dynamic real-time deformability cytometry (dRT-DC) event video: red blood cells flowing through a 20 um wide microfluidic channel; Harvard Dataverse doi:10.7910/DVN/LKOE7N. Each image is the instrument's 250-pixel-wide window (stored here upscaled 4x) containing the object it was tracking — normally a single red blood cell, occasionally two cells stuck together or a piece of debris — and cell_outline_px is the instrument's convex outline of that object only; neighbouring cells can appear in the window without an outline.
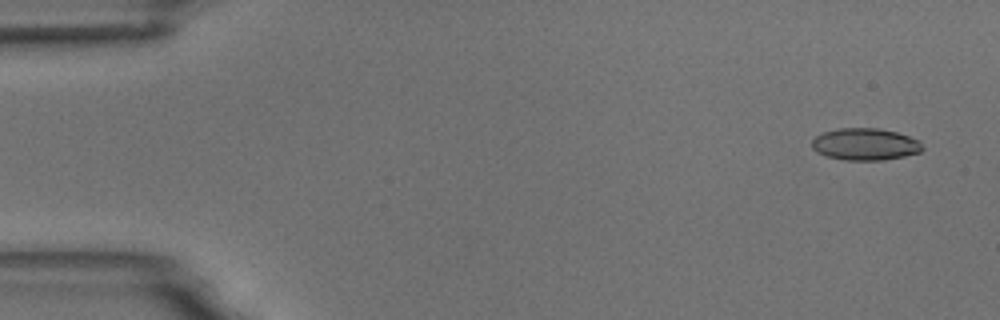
{"species": "common noctule bat (a hibernating species)", "species_latin": "Nyctalus noctula", "temperature_condition": "room temperature", "stored_images_in_passage": 10, "camera_frame_rate_fps": 3000, "um_per_image_px": 0.085, "animal": {"sex": "male", "body_mass_g": 18.8}, "frame": {"image": 1, "passage_image": 1, "time_ms": 0.0, "image_size_px": [1000, 320], "cell_outline_px": [[924, 148], [920, 152], [904, 156], [884, 160], [844, 160], [824, 156], [816, 152], [812, 148], [812, 140], [816, 136], [824, 132], [840, 128], [876, 128], [896, 132], [920, 140]], "centroid_in_image_um": [73.53, 12.27], "position_along_channel_um": 11.5, "area_um2": 20.69}}
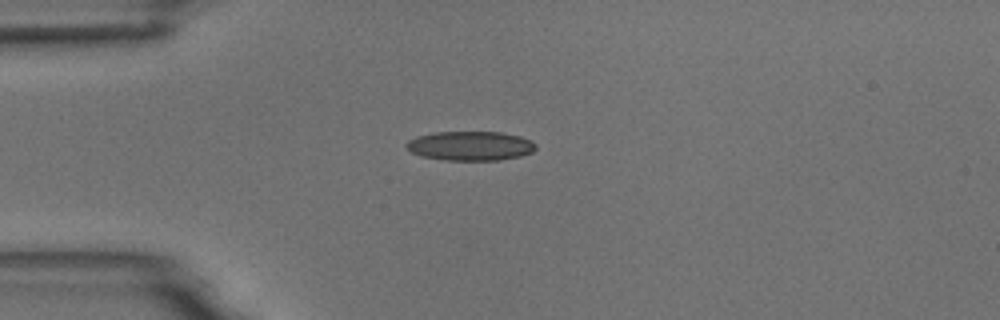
{"frame": {"image": 2, "passage_image": 4, "time_ms": 3.667, "image_size_px": [1000, 320], "cell_outline_px": [[536, 148], [532, 152], [520, 156], [500, 160], [444, 160], [424, 156], [412, 152], [404, 144], [408, 140], [416, 136], [436, 132], [500, 132], [520, 136], [532, 140], [536, 144]], "centroid_in_image_um": [40.0, 12.39], "position_along_channel_um": 45.0, "area_um2": 22.08}}
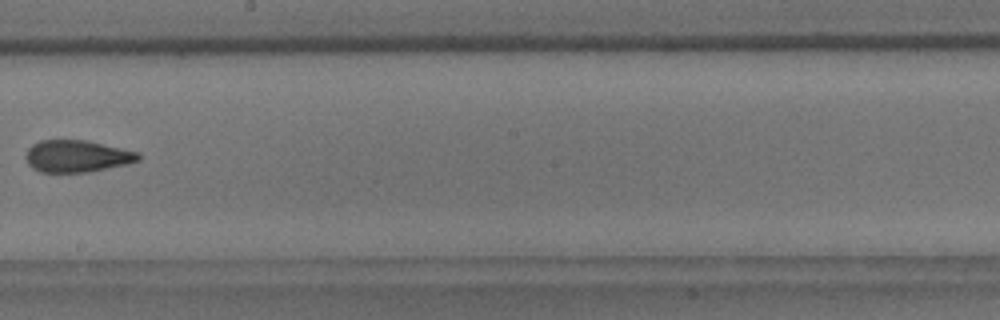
{"frame": {"image": 3, "passage_image": 9, "time_ms": 9.333, "image_size_px": [1000, 320], "cell_outline_px": [[140, 160], [128, 164], [88, 172], [40, 172], [32, 168], [28, 164], [24, 156], [28, 148], [32, 144], [40, 140], [84, 140], [140, 152]], "centroid_in_image_um": [6.52, 13.28], "position_along_channel_um": 241.7, "area_um2": 21.1}}